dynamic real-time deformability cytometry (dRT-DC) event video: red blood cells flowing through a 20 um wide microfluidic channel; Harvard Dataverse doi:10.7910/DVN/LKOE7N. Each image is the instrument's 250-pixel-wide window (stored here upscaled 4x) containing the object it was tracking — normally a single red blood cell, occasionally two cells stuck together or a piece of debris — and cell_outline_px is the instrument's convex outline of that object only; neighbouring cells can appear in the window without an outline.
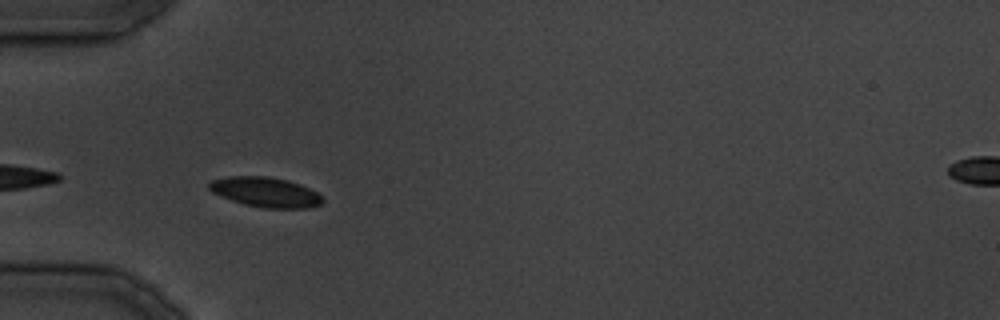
{"species": "common noctule bat (a hibernating species)", "species_latin": "Nyctalus noctula", "temperature_condition": "cold", "stored_images_in_passage": 3, "camera_frame_rate_fps": 3000, "um_per_image_px": 0.085, "animal": {"sex": "male", "body_mass_g": 19.5, "forearm_length_mm": 54.6}, "frame": {"image": 1, "passage_image": 1, "time_ms": 0.0, "image_size_px": [1000, 320], "cell_outline_px": [[324, 200], [320, 204], [308, 208], [264, 208], [244, 204], [232, 200], [212, 192], [208, 188], [208, 184], [212, 180], [228, 176], [268, 176], [288, 180], [300, 184], [316, 192]], "centroid_in_image_um": [22.56, 16.32], "position_along_channel_um": 62.4, "area_um2": 19.65}}